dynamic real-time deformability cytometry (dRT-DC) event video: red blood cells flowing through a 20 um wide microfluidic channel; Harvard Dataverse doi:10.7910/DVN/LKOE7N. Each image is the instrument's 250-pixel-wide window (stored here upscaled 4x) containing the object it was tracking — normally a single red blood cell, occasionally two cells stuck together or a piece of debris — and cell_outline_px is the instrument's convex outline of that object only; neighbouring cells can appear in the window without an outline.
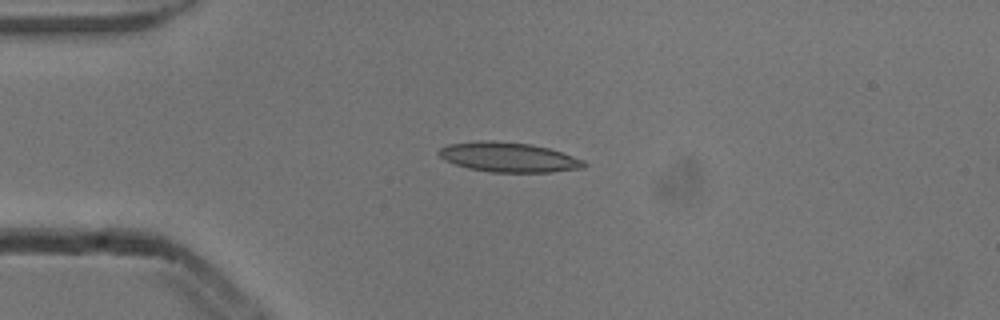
{"species": "common noctule bat (a hibernating species)", "species_latin": "Nyctalus noctula", "temperature_condition": "cold", "stored_images_in_passage": 5, "camera_frame_rate_fps": 3000, "um_per_image_px": 0.085, "animal": {"sex": "male", "body_mass_g": 13.3}, "frame": {"image": 1, "passage_image": 3, "time_ms": 0.667, "image_size_px": [1000, 320], "cell_outline_px": [[588, 164], [584, 168], [552, 172], [492, 172], [468, 168], [444, 160], [436, 152], [440, 148], [448, 144], [476, 140], [492, 140], [532, 144], [548, 148], [584, 160]], "centroid_in_image_um": [43.21, 13.35], "position_along_channel_um": 41.8, "area_um2": 25.26}}
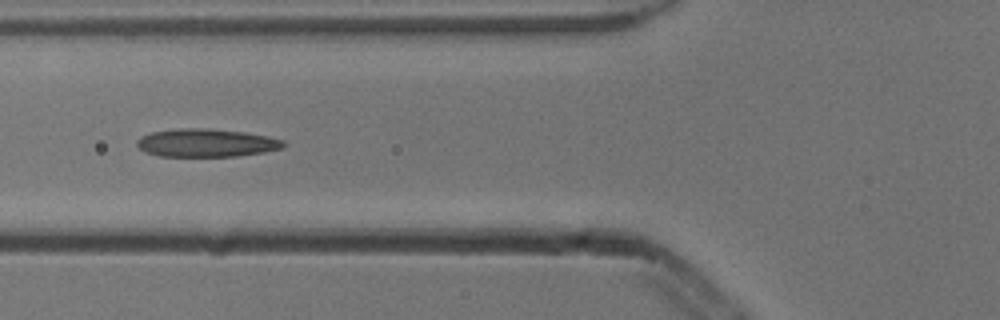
{"frame": {"image": 2, "passage_image": 5, "time_ms": 1.333, "image_size_px": [1000, 320], "cell_outline_px": [[284, 148], [264, 152], [236, 156], [160, 156], [144, 152], [136, 144], [136, 140], [140, 136], [152, 132], [180, 128], [208, 128], [244, 132], [268, 136], [284, 140]], "centroid_in_image_um": [17.53, 12.14], "position_along_channel_um": 108.3, "area_um2": 24.04}}